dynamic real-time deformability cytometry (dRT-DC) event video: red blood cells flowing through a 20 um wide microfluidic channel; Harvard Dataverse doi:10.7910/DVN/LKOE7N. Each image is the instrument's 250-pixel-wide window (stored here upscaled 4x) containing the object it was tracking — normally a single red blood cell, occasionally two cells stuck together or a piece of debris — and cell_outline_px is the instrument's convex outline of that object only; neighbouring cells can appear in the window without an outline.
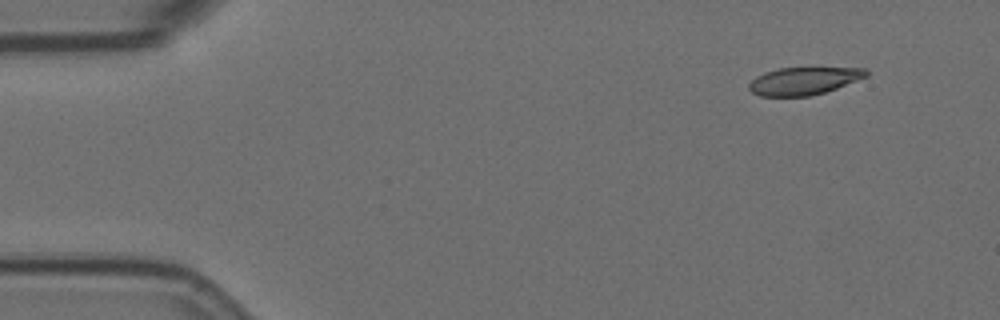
{"species": "Egyptian fruit bat (a non-hibernating species)", "species_latin": "Rousettus aegyptiacus", "temperature_condition": "room temperature", "stored_images_in_passage": 5, "segment_of_instrument_passage": [1, 2], "camera_frame_rate_fps": 3000, "um_per_image_px": 0.085, "animal": {"sex": "female"}, "frame": {"image": 1, "passage_image": 1, "time_ms": 0.0, "image_size_px": [1000, 320], "cell_outline_px": [[868, 76], [836, 88], [824, 92], [808, 96], [760, 96], [752, 92], [748, 88], [748, 84], [756, 76], [764, 72], [780, 68], [868, 68]], "centroid_in_image_um": [68.3, 6.87], "position_along_channel_um": 16.7, "area_um2": 18.73}}